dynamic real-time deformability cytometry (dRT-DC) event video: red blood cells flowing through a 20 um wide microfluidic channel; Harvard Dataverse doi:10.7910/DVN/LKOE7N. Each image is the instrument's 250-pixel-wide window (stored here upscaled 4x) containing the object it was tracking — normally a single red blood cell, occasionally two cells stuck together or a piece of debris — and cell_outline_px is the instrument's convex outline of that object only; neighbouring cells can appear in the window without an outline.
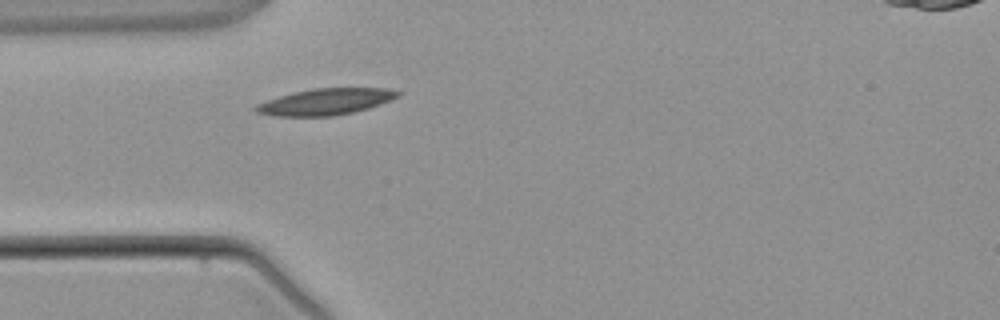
{"species": "common noctule bat (a hibernating species)", "species_latin": "Nyctalus noctula", "temperature_condition": "warm", "stored_images_in_passage": 1, "camera_frame_rate_fps": 3000, "um_per_image_px": 0.085, "animal": {"sex": "male", "body_mass_g": 21.5, "forearm_length_mm": 52.0}, "frame": {"image": 1, "passage_image": 1, "time_ms": 0.0, "image_size_px": [1000, 320], "cell_outline_px": [[404, 92], [400, 96], [380, 104], [368, 108], [352, 112], [332, 116], [272, 116], [256, 112], [252, 108], [256, 104], [292, 92], [312, 88], [388, 88]], "centroid_in_image_um": [27.68, 8.64], "position_along_channel_um": 57.3, "area_um2": 21.91}}